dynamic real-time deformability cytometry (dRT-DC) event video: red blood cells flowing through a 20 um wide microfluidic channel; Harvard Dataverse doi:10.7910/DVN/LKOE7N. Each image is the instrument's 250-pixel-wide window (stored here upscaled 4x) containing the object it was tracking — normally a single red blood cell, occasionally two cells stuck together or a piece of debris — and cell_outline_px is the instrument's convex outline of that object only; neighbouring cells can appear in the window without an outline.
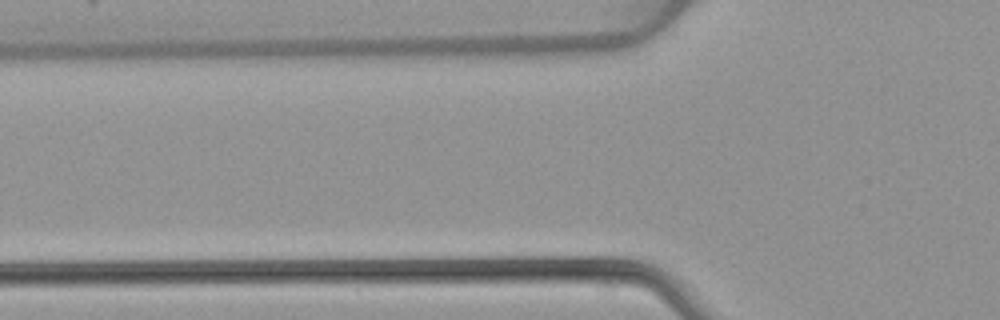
{"species": "common noctule bat (a hibernating species)", "species_latin": "Nyctalus noctula", "temperature_condition": "warm", "stored_images_in_passage": 3, "camera_frame_rate_fps": 3000, "um_per_image_px": 0.085, "animal": {"sex": "female", "body_mass_g": 22.7, "forearm_length_mm": 54.2}, "frame": {"image": 1, "passage_image": 2, "time_ms": 0.333, "image_size_px": [1000, 320], "cell_outline_px": [[424, 280], [324, 284], [324, 264], [408, 264], [416, 268]], "centroid_in_image_um": [31.41, 23.23], "position_along_channel_um": 94.4, "area_um2": 12.31}}